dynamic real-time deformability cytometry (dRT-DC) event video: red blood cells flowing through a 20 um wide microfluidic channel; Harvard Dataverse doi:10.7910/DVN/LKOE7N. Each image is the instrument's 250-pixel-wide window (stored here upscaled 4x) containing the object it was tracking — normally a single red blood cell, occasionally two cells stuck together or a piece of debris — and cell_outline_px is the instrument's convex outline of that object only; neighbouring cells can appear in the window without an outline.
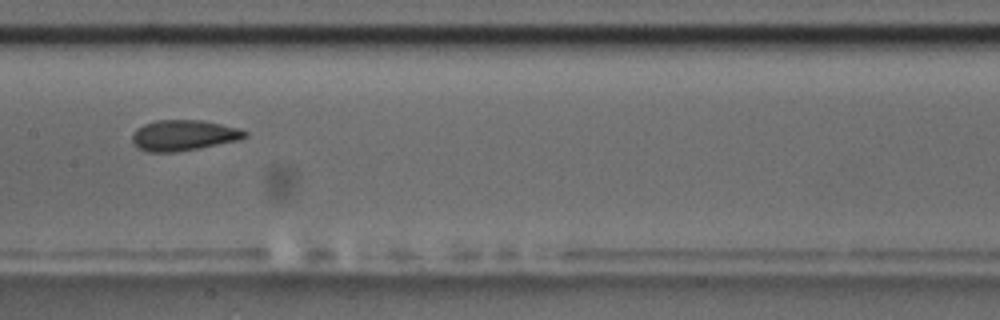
{"species": "common noctule bat (a hibernating species)", "species_latin": "Nyctalus noctula", "temperature_condition": "room temperature", "stored_images_in_passage": 7, "camera_frame_rate_fps": 3000, "um_per_image_px": 0.085, "animal": {"sex": "male", "body_mass_g": 17.5, "forearm_length_mm": 52.3}, "frame": {"image": 1, "passage_image": 7, "time_ms": 7.667, "image_size_px": [1000, 320], "cell_outline_px": [[248, 136], [240, 140], [200, 148], [176, 152], [148, 152], [136, 148], [132, 144], [132, 136], [136, 128], [144, 124], [156, 120], [204, 120], [240, 128], [248, 132]], "centroid_in_image_um": [15.61, 11.5], "position_along_channel_um": 191.8, "area_um2": 20.52}}